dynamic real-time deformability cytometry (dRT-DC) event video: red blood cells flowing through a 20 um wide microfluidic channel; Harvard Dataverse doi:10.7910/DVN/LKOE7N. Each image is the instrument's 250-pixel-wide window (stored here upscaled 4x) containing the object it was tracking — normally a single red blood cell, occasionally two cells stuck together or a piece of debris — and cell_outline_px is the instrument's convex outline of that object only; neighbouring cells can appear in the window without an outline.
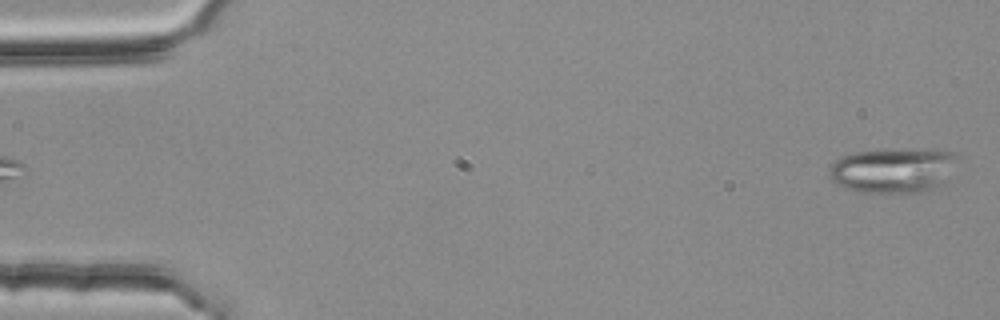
{"species": "common noctule bat (a hibernating species)", "species_latin": "Nyctalus noctula", "temperature_condition": "room temperature", "stored_images_in_passage": 3, "segment_of_instrument_passage": [2, 2], "camera_frame_rate_fps": 3000, "um_per_image_px": 0.085, "animal": {"sex": "female", "body_mass_g": 25.1}, "frame": {"image": 1, "passage_image": 3, "time_ms": 0.667, "image_size_px": [1000, 320], "cell_outline_px": [[956, 156], [940, 188], [928, 192], [864, 192], [848, 188], [832, 180], [828, 172], [828, 168], [840, 156], [856, 152], [904, 148], [956, 152]], "centroid_in_image_um": [75.89, 14.47], "position_along_channel_um": 9.1, "area_um2": 33.23}}